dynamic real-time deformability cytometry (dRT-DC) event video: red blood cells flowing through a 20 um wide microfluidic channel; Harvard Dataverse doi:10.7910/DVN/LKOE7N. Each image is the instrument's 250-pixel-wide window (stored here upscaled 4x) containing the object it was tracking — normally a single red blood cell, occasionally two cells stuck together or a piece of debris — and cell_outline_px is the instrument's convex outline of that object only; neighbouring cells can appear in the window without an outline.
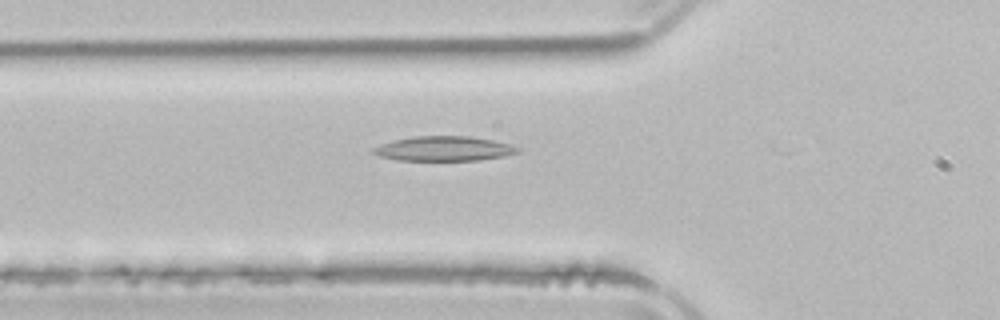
{"species": "common noctule bat (a hibernating species)", "species_latin": "Nyctalus noctula", "temperature_condition": "room temperature", "stored_images_in_passage": 5, "camera_frame_rate_fps": 3000, "um_per_image_px": 0.085, "animal": {"sex": "male", "body_mass_g": 21.5, "forearm_length_mm": 52.0}, "frame": {"image": 1, "passage_image": 2, "time_ms": 0.333, "image_size_px": [1000, 320], "cell_outline_px": [[520, 152], [504, 156], [480, 160], [396, 160], [380, 156], [372, 152], [372, 148], [380, 144], [392, 140], [412, 136], [468, 136], [492, 140], [512, 144], [520, 148]], "centroid_in_image_um": [37.74, 12.63], "position_along_channel_um": 88.1, "area_um2": 20.87}}